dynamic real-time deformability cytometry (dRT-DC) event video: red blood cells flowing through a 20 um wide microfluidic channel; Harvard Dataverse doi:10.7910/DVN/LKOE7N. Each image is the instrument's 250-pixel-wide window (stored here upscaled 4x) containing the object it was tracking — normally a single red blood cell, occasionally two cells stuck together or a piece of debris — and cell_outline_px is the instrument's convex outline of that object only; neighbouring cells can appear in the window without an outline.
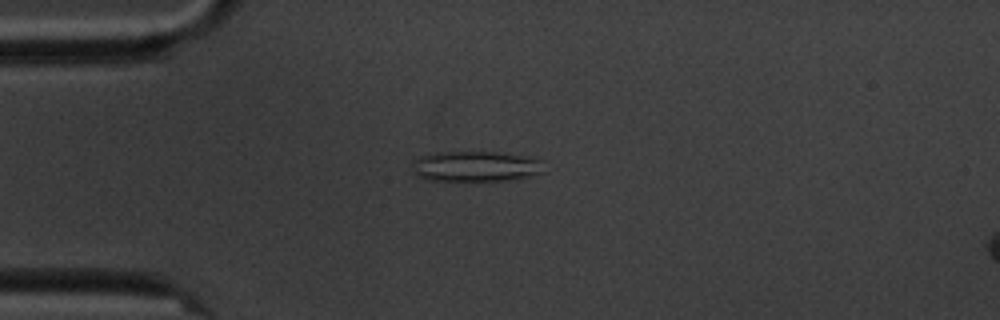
{"species": "common noctule bat (a hibernating species)", "species_latin": "Nyctalus noctula", "temperature_condition": "cold", "stored_images_in_passage": 8, "camera_frame_rate_fps": 3000, "um_per_image_px": 0.085, "animal": {"sex": "male", "body_mass_g": 20.1, "forearm_length_mm": 53.5}, "frame": {"image": 1, "passage_image": 5, "time_ms": 4.333, "image_size_px": [1000, 320], "cell_outline_px": [[544, 172], [532, 176], [508, 180], [428, 180], [416, 176], [412, 160], [420, 156], [436, 152], [496, 152], [532, 156], [544, 160]], "centroid_in_image_um": [40.51, 14.13], "position_along_channel_um": 44.5, "area_um2": 23.7}}
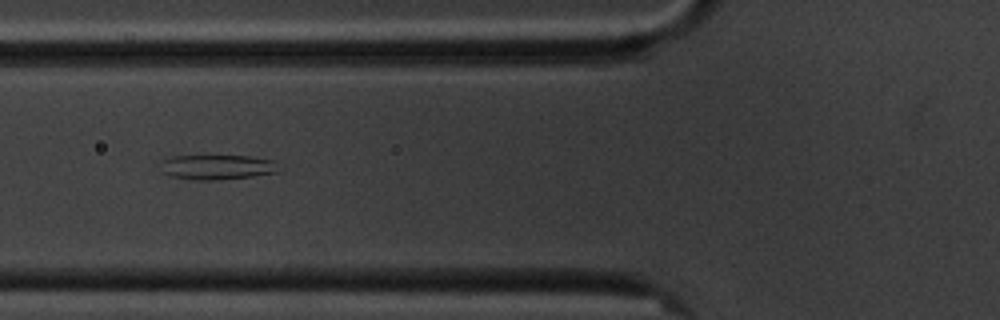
{"frame": {"image": 2, "passage_image": 7, "time_ms": 6.667, "image_size_px": [1000, 320], "cell_outline_px": [[280, 172], [252, 176], [216, 180], [196, 180], [172, 176], [160, 172], [160, 160], [172, 156], [248, 156], [272, 160]], "centroid_in_image_um": [18.38, 14.2], "position_along_channel_um": 107.4, "area_um2": 17.11}}